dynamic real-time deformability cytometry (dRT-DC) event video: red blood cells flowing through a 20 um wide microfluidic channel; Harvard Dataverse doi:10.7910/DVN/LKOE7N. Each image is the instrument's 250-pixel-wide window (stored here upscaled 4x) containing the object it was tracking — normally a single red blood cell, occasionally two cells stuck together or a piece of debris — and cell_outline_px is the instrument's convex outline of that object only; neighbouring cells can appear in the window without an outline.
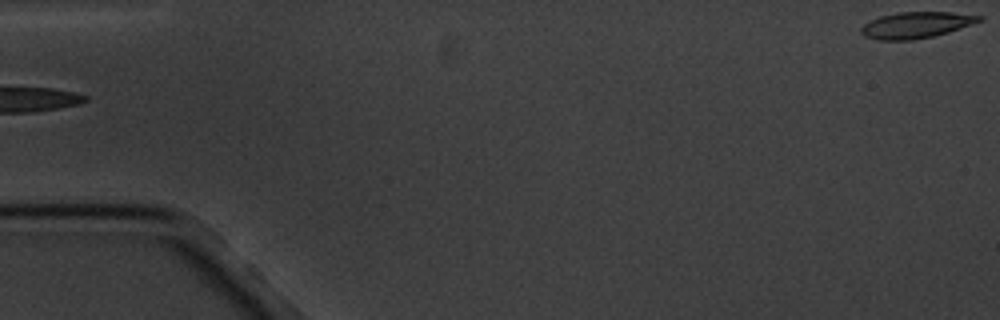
{"species": "common noctule bat (a hibernating species)", "species_latin": "Nyctalus noctula", "temperature_condition": "cold", "stored_images_in_passage": 4, "segment_of_instrument_passage": [2, 2], "camera_frame_rate_fps": 3000, "um_per_image_px": 0.085, "animal": {"sex": "male", "body_mass_g": 20.1, "forearm_length_mm": 53.5}, "frame": {"image": 1, "passage_image": 4, "time_ms": 4.333, "image_size_px": [1000, 320], "cell_outline_px": [[984, 20], [948, 32], [932, 36], [912, 40], [880, 40], [864, 36], [860, 32], [860, 28], [864, 24], [880, 16], [896, 12], [952, 12], [984, 16]], "centroid_in_image_um": [77.88, 2.12], "position_along_channel_um": 7.1, "area_um2": 18.03}}